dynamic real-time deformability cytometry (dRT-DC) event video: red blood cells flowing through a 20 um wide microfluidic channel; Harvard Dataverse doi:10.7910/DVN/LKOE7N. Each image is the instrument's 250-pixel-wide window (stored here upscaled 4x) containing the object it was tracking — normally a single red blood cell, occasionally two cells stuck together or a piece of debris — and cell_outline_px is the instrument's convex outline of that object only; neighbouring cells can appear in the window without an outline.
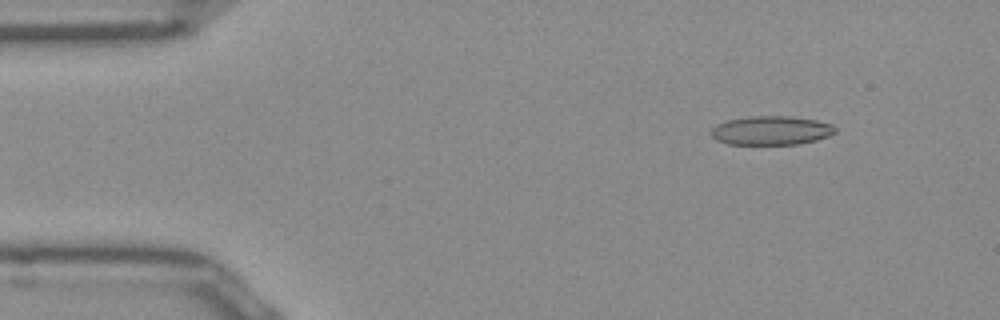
{"species": "Egyptian fruit bat (a non-hibernating species)", "species_latin": "Rousettus aegyptiacus", "temperature_condition": "room temperature", "stored_images_in_passage": 51, "camera_frame_rate_fps": 3000, "um_per_image_px": 0.085, "frame": {"image": 1, "passage_image": 6, "time_ms": 1.667, "image_size_px": [1000, 320], "cell_outline_px": [[836, 132], [828, 136], [816, 140], [796, 144], [728, 144], [716, 140], [712, 136], [712, 128], [716, 124], [724, 120], [748, 116], [788, 116], [816, 120], [832, 124], [836, 128]], "centroid_in_image_um": [65.53, 11.08], "position_along_channel_um": 19.5, "area_um2": 20.98}}
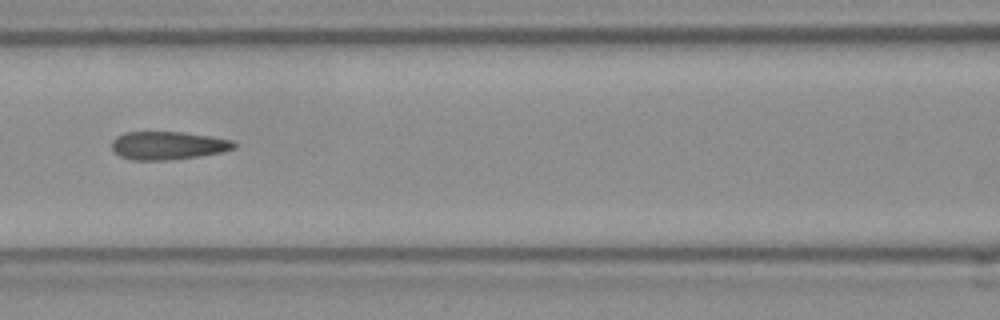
{"frame": {"image": 2, "passage_image": 22, "time_ms": 7.0, "image_size_px": [1000, 320], "cell_outline_px": [[236, 148], [220, 152], [196, 156], [164, 160], [132, 160], [120, 156], [112, 148], [112, 140], [116, 136], [124, 132], [184, 132], [232, 140], [236, 144]], "centroid_in_image_um": [14.24, 12.36], "position_along_channel_um": 152.4, "area_um2": 19.83}}
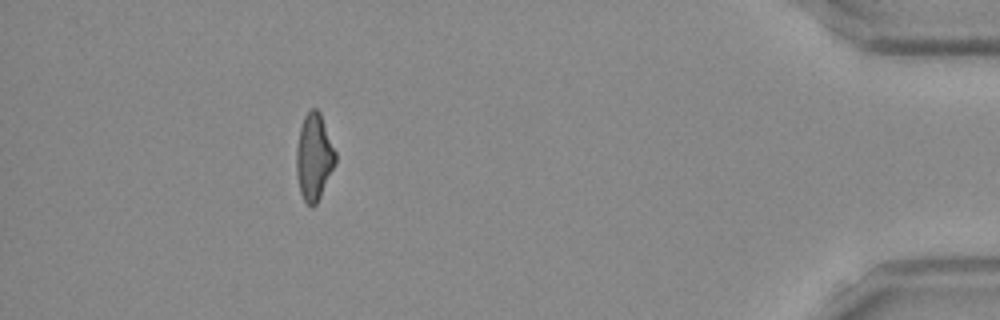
{"frame": {"image": 3, "passage_image": 46, "time_ms": 15.0, "image_size_px": [1000, 320], "cell_outline_px": [[336, 164], [316, 204], [312, 208], [304, 200], [300, 192], [296, 176], [296, 148], [300, 128], [304, 116], [312, 108], [316, 108], [320, 112], [336, 152]], "centroid_in_image_um": [26.69, 13.35], "position_along_channel_um": 408.5, "area_um2": 19.77}, "authors_computed_cell_mechanics": {"area_um2": 20.3456, "velocity_mm_per_s": 3.9485, "shape_relaxation_time_tau1_ms": null, "shape_relaxation_time_tau2_ms": 1.2704, "deformation_change_tau1": null, "deformation_change_tau2": 0.1019}}